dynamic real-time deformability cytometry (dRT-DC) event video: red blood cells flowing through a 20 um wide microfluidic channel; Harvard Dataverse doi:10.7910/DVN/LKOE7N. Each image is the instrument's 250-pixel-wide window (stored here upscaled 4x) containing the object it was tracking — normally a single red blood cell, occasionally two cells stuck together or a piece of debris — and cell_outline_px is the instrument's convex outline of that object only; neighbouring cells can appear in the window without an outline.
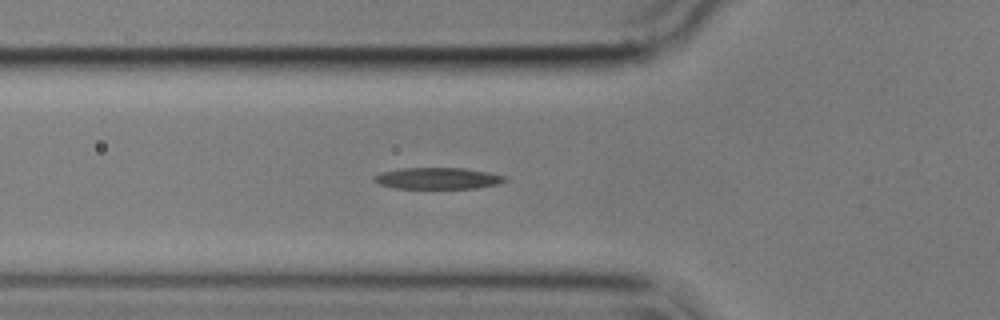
{"species": "common noctule bat (a hibernating species)", "species_latin": "Nyctalus noctula", "temperature_condition": "cold", "stored_images_in_passage": 39, "camera_frame_rate_fps": 3000, "um_per_image_px": 0.085, "animal": {"sex": "male", "body_mass_g": 17.9}, "frame": {"image": 1, "passage_image": 2, "time_ms": 0.333, "image_size_px": [1000, 320], "cell_outline_px": [[508, 180], [500, 184], [476, 188], [396, 188], [380, 184], [372, 180], [372, 176], [380, 172], [400, 168], [464, 168], [488, 172], [508, 176]], "centroid_in_image_um": [37.23, 15.15], "position_along_channel_um": 88.6, "area_um2": 16.53}}
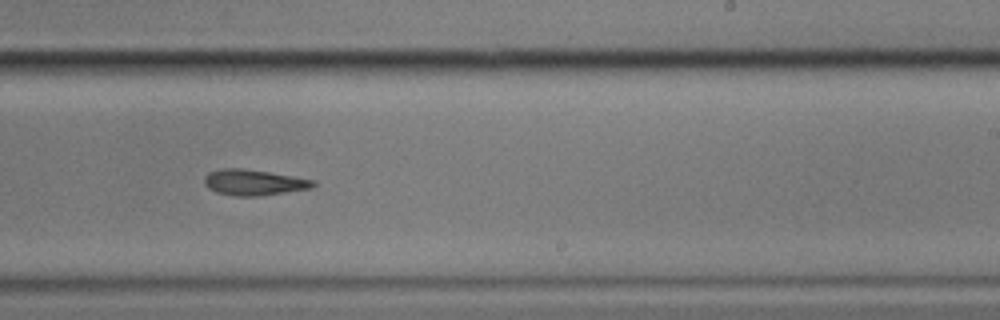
{"frame": {"image": 2, "passage_image": 17, "time_ms": 5.333, "image_size_px": [1000, 320], "cell_outline_px": [[316, 184], [312, 188], [260, 196], [236, 196], [216, 192], [208, 188], [204, 184], [204, 176], [208, 172], [220, 168], [240, 168], [268, 172], [316, 180]], "centroid_in_image_um": [21.55, 15.5], "position_along_channel_um": 267.4, "area_um2": 16.42}}
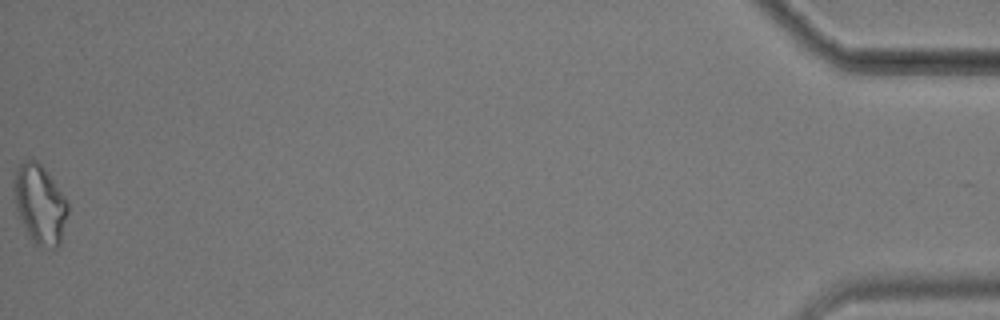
{"frame": {"image": 3, "passage_image": 39, "time_ms": 12.667, "image_size_px": [1000, 320], "cell_outline_px": [[68, 212], [60, 244], [56, 248], [52, 248], [36, 244], [32, 240], [16, 208], [12, 184], [16, 168], [24, 160], [32, 156], [44, 168], [64, 196], [68, 204]], "centroid_in_image_um": [3.38, 17.3], "position_along_channel_um": 431.8, "area_um2": 24.62}}